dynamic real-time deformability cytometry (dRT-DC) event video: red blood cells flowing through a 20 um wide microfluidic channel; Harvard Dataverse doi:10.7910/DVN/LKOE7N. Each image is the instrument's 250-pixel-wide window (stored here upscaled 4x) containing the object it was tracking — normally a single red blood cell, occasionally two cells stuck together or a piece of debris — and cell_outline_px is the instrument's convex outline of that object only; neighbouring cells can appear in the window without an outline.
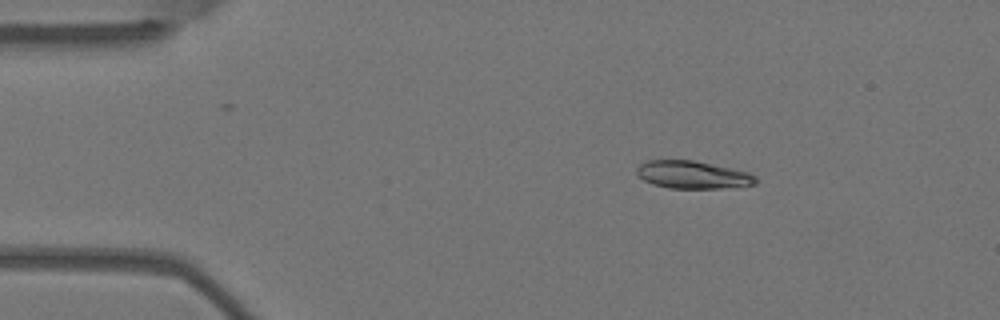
{"species": "Egyptian fruit bat (a non-hibernating species)", "species_latin": "Rousettus aegyptiacus", "temperature_condition": "warm", "stored_images_in_passage": 3, "camera_frame_rate_fps": 3000, "um_per_image_px": 0.085, "animal": {"sex": "female"}, "frame": {"image": 1, "passage_image": 1, "time_ms": 0.0, "image_size_px": [1000, 320], "cell_outline_px": [[756, 184], [720, 188], [668, 188], [652, 184], [644, 180], [636, 172], [636, 168], [640, 164], [648, 160], [692, 160], [748, 172], [756, 176]], "centroid_in_image_um": [58.85, 14.86], "position_along_channel_um": 26.2, "area_um2": 18.96}}